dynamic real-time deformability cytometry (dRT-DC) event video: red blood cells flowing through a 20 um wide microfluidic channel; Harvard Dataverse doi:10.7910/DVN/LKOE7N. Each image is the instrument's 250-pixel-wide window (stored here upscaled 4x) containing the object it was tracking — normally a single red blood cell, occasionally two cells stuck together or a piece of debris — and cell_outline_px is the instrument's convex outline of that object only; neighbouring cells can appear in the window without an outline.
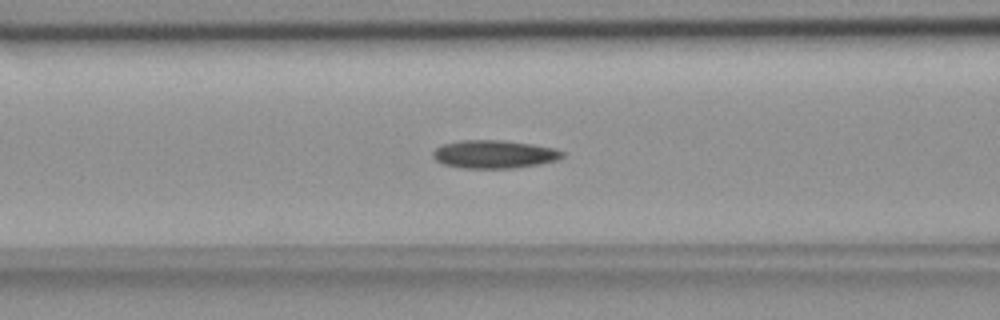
{"species": "common noctule bat (a hibernating species)", "species_latin": "Nyctalus noctula", "temperature_condition": "room temperature", "stored_images_in_passage": 28, "camera_frame_rate_fps": 3000, "um_per_image_px": 0.085, "animal": {"sex": "female", "body_mass_g": 18.4}, "frame": {"image": 1, "passage_image": 6, "time_ms": 1.667, "image_size_px": [1000, 320], "cell_outline_px": [[564, 156], [560, 160], [540, 164], [512, 168], [464, 168], [444, 164], [436, 160], [432, 156], [432, 152], [440, 144], [460, 140], [504, 140], [532, 144], [556, 148], [564, 152]], "centroid_in_image_um": [42.03, 13.1], "position_along_channel_um": 124.6, "area_um2": 21.44}}
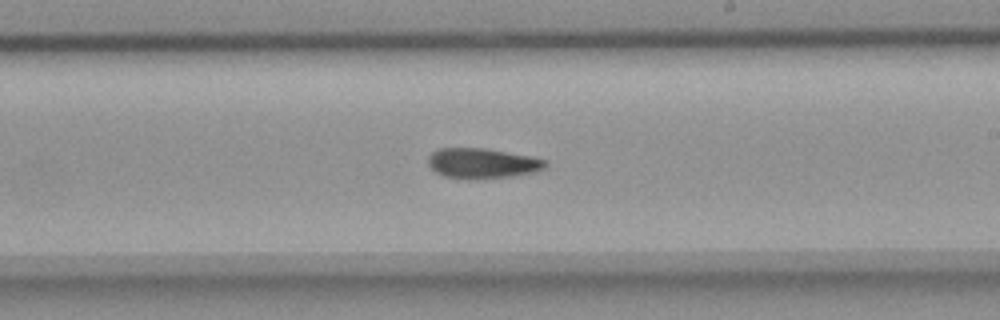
{"frame": {"image": 2, "passage_image": 16, "time_ms": 5.0, "image_size_px": [1000, 320], "cell_outline_px": [[548, 164], [544, 168], [536, 172], [512, 176], [468, 180], [444, 176], [436, 172], [428, 164], [428, 156], [436, 148], [484, 148], [532, 156], [548, 160]], "centroid_in_image_um": [41.01, 13.88], "position_along_channel_um": 248.0, "area_um2": 20.92}}
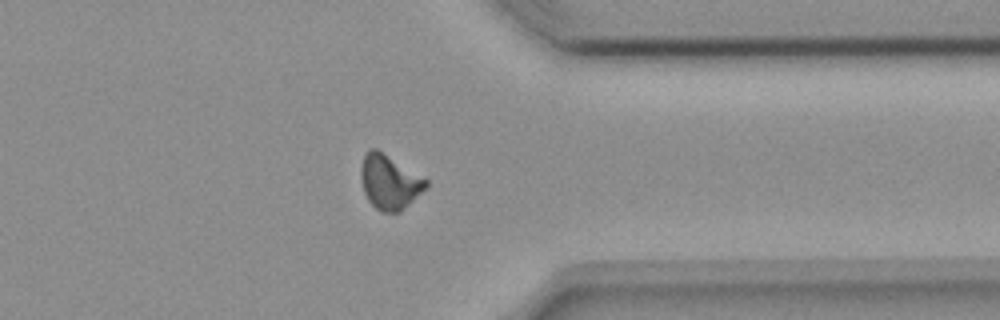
{"frame": {"image": 3, "passage_image": 27, "time_ms": 8.667, "image_size_px": [1000, 320], "cell_outline_px": [[428, 184], [400, 212], [380, 212], [368, 200], [364, 192], [360, 180], [360, 168], [364, 152], [368, 148], [376, 148], [428, 180]], "centroid_in_image_um": [33.04, 15.44], "position_along_channel_um": 378.4, "area_um2": 20.46}}